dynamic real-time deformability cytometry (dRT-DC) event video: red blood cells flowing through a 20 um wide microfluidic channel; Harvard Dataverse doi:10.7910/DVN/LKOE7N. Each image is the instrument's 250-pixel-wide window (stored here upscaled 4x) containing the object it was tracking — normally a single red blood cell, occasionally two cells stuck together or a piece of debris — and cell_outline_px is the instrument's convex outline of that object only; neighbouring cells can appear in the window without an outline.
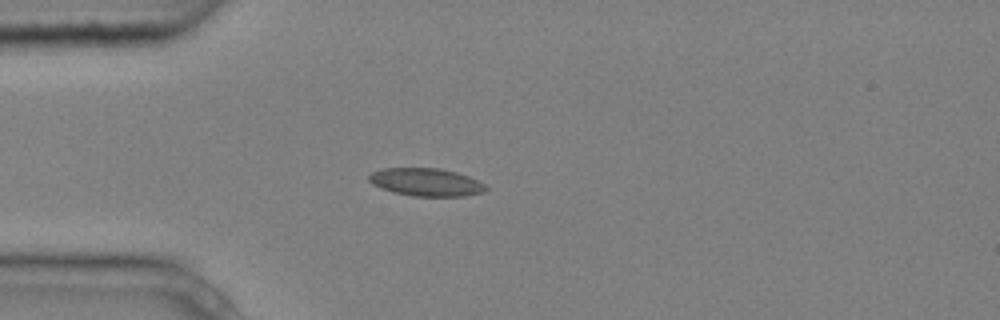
{"species": "common noctule bat (a hibernating species)", "species_latin": "Nyctalus noctula", "temperature_condition": "cold", "stored_images_in_passage": 2, "camera_frame_rate_fps": 3000, "um_per_image_px": 0.085, "animal": {"sex": "male", "body_mass_g": 20.4}, "frame": {"image": 1, "passage_image": 2, "time_ms": 0.333, "image_size_px": [1000, 320], "cell_outline_px": [[488, 188], [484, 192], [464, 196], [412, 196], [392, 192], [380, 188], [372, 184], [368, 180], [368, 176], [372, 172], [384, 168], [440, 168], [456, 172], [468, 176], [484, 184]], "centroid_in_image_um": [36.19, 15.48], "position_along_channel_um": 48.8, "area_um2": 19.02}}